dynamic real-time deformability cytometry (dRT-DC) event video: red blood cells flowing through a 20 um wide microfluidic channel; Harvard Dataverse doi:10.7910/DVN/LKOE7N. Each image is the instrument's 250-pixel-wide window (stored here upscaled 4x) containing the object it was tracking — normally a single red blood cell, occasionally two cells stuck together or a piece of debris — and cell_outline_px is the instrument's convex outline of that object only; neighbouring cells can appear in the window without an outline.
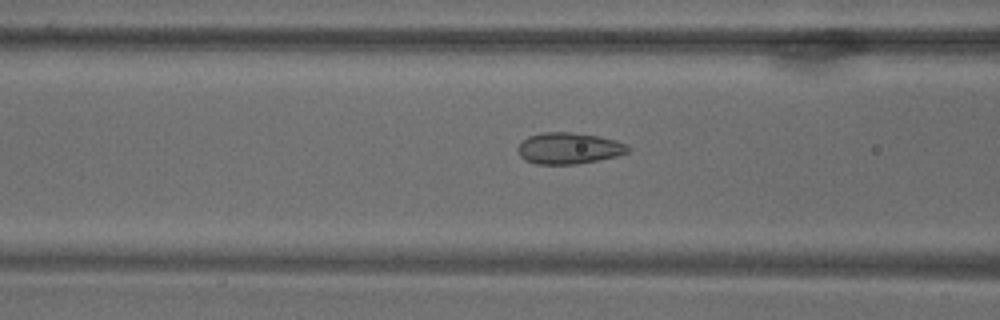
{"species": "common noctule bat (a hibernating species)", "species_latin": "Nyctalus noctula", "temperature_condition": "warm", "stored_images_in_passage": 49, "camera_frame_rate_fps": 3000, "um_per_image_px": 0.085, "animal": {"sex": "male", "body_mass_g": 18.8}, "frame": {"image": 1, "passage_image": 8, "time_ms": 2.333, "image_size_px": [1000, 320], "cell_outline_px": [[632, 148], [628, 152], [616, 156], [576, 164], [536, 164], [524, 160], [520, 156], [516, 148], [528, 136], [540, 132], [572, 132], [600, 136], [616, 140], [628, 144]], "centroid_in_image_um": [48.36, 12.59], "position_along_channel_um": 118.2, "area_um2": 20.29}}
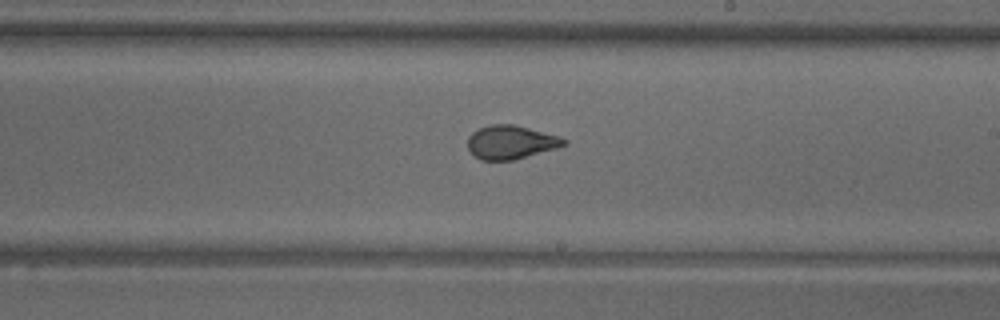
{"frame": {"image": 2, "passage_image": 21, "time_ms": 6.667, "image_size_px": [1000, 320], "cell_outline_px": [[568, 144], [560, 148], [512, 160], [480, 160], [468, 148], [468, 136], [472, 132], [480, 128], [492, 124], [512, 124], [560, 136], [568, 140]], "centroid_in_image_um": [43.47, 12.09], "position_along_channel_um": 245.5, "area_um2": 18.9}}
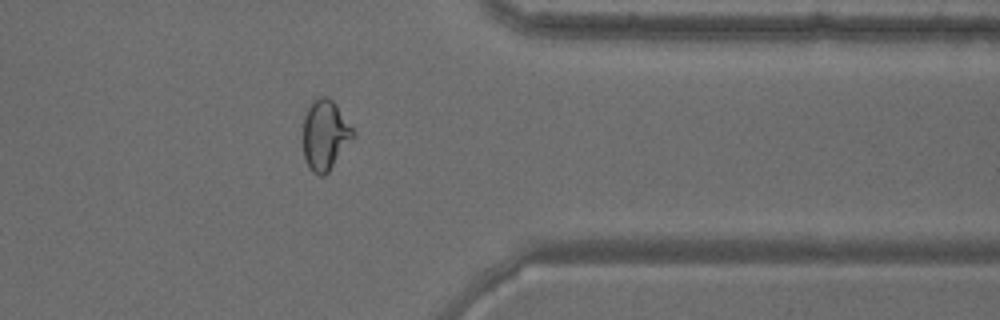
{"frame": {"image": 3, "passage_image": 36, "time_ms": 11.667, "image_size_px": [1000, 320], "cell_outline_px": [[356, 136], [328, 172], [324, 176], [320, 176], [312, 172], [308, 168], [304, 160], [304, 116], [308, 108], [320, 96], [324, 96], [332, 100], [336, 104], [356, 132]], "centroid_in_image_um": [27.66, 11.51], "position_along_channel_um": 383.7, "area_um2": 20.46}}